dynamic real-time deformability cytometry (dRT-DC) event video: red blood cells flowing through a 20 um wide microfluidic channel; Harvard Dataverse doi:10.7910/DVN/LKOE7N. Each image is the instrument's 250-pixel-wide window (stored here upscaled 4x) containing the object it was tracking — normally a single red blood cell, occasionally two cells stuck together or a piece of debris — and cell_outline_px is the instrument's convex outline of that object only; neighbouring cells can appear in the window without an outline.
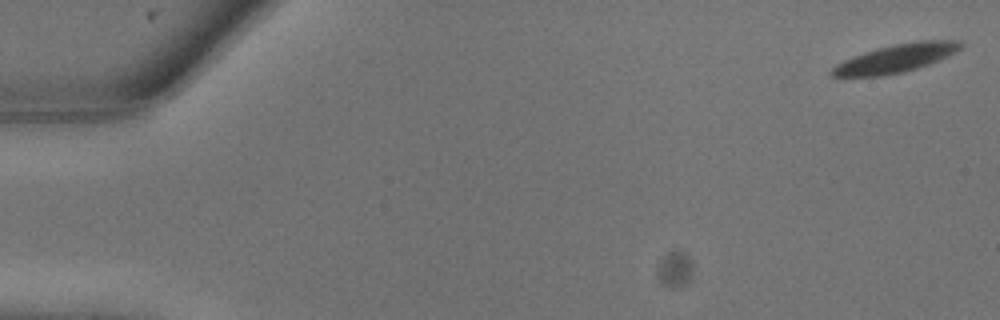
{"species": "common noctule bat (a hibernating species)", "species_latin": "Nyctalus noctula", "temperature_condition": "warm", "stored_images_in_passage": 10, "camera_frame_rate_fps": 3000, "um_per_image_px": 0.085, "animal": {"sex": "male", "body_mass_g": 13.3}, "frame": {"image": 1, "passage_image": 1, "time_ms": 0.0, "image_size_px": [1000, 320], "cell_outline_px": [[964, 44], [956, 52], [948, 56], [928, 64], [904, 72], [880, 76], [832, 76], [828, 72], [836, 64], [852, 56], [864, 52], [896, 44], [920, 40], [960, 40]], "centroid_in_image_um": [76.16, 4.96], "position_along_channel_um": 8.8, "area_um2": 20.98}}
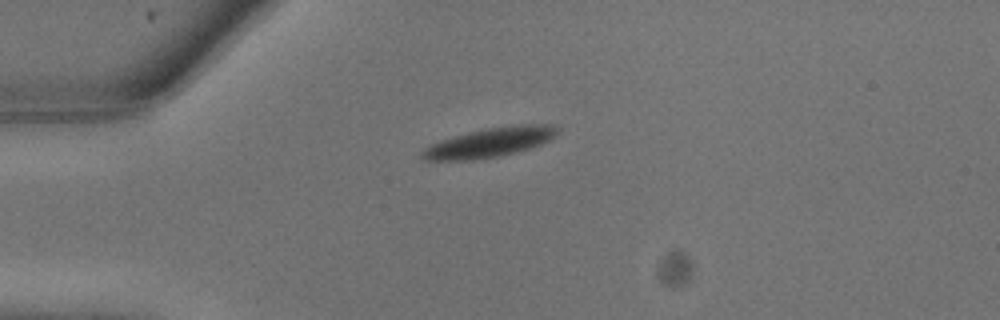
{"frame": {"image": 2, "passage_image": 7, "time_ms": 2.0, "image_size_px": [1000, 320], "cell_outline_px": [[560, 128], [548, 140], [540, 144], [516, 152], [500, 156], [472, 160], [424, 160], [420, 156], [420, 152], [424, 148], [432, 144], [468, 132], [488, 128], [516, 124], [552, 124]], "centroid_in_image_um": [41.62, 12.11], "position_along_channel_um": 43.4, "area_um2": 22.83}}